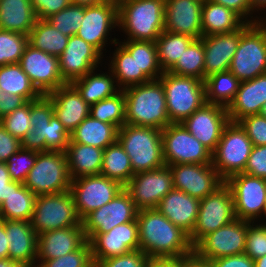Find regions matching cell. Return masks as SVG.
Wrapping results in <instances>:
<instances>
[{"label": "cell", "mask_w": 266, "mask_h": 267, "mask_svg": "<svg viewBox=\"0 0 266 267\" xmlns=\"http://www.w3.org/2000/svg\"><path fill=\"white\" fill-rule=\"evenodd\" d=\"M139 249L150 259H177L193 252L189 236L157 208L137 213Z\"/></svg>", "instance_id": "obj_1"}, {"label": "cell", "mask_w": 266, "mask_h": 267, "mask_svg": "<svg viewBox=\"0 0 266 267\" xmlns=\"http://www.w3.org/2000/svg\"><path fill=\"white\" fill-rule=\"evenodd\" d=\"M125 97L126 124L164 129L171 124L165 91L159 80L122 89Z\"/></svg>", "instance_id": "obj_2"}, {"label": "cell", "mask_w": 266, "mask_h": 267, "mask_svg": "<svg viewBox=\"0 0 266 267\" xmlns=\"http://www.w3.org/2000/svg\"><path fill=\"white\" fill-rule=\"evenodd\" d=\"M117 5L126 40L155 42L164 31L165 0H120Z\"/></svg>", "instance_id": "obj_3"}, {"label": "cell", "mask_w": 266, "mask_h": 267, "mask_svg": "<svg viewBox=\"0 0 266 267\" xmlns=\"http://www.w3.org/2000/svg\"><path fill=\"white\" fill-rule=\"evenodd\" d=\"M30 115L32 129L22 139L21 148L37 152L67 149L70 134L54 116L52 101L47 95L30 101Z\"/></svg>", "instance_id": "obj_4"}, {"label": "cell", "mask_w": 266, "mask_h": 267, "mask_svg": "<svg viewBox=\"0 0 266 267\" xmlns=\"http://www.w3.org/2000/svg\"><path fill=\"white\" fill-rule=\"evenodd\" d=\"M117 140L128 154L134 174L165 166L162 130L125 123L118 129Z\"/></svg>", "instance_id": "obj_5"}, {"label": "cell", "mask_w": 266, "mask_h": 267, "mask_svg": "<svg viewBox=\"0 0 266 267\" xmlns=\"http://www.w3.org/2000/svg\"><path fill=\"white\" fill-rule=\"evenodd\" d=\"M164 88L171 123H182L206 103L205 82L168 71L158 79Z\"/></svg>", "instance_id": "obj_6"}, {"label": "cell", "mask_w": 266, "mask_h": 267, "mask_svg": "<svg viewBox=\"0 0 266 267\" xmlns=\"http://www.w3.org/2000/svg\"><path fill=\"white\" fill-rule=\"evenodd\" d=\"M229 71L241 82L266 73V26L262 22L242 26V36Z\"/></svg>", "instance_id": "obj_7"}, {"label": "cell", "mask_w": 266, "mask_h": 267, "mask_svg": "<svg viewBox=\"0 0 266 267\" xmlns=\"http://www.w3.org/2000/svg\"><path fill=\"white\" fill-rule=\"evenodd\" d=\"M24 185L36 196L70 190L71 178L65 151L37 152L35 165L30 169Z\"/></svg>", "instance_id": "obj_8"}, {"label": "cell", "mask_w": 266, "mask_h": 267, "mask_svg": "<svg viewBox=\"0 0 266 267\" xmlns=\"http://www.w3.org/2000/svg\"><path fill=\"white\" fill-rule=\"evenodd\" d=\"M252 147L246 131L238 122H229L224 127L221 139L212 153V165L224 181L244 171Z\"/></svg>", "instance_id": "obj_9"}, {"label": "cell", "mask_w": 266, "mask_h": 267, "mask_svg": "<svg viewBox=\"0 0 266 267\" xmlns=\"http://www.w3.org/2000/svg\"><path fill=\"white\" fill-rule=\"evenodd\" d=\"M30 222L38 235L82 224L70 190L58 194L38 195Z\"/></svg>", "instance_id": "obj_10"}, {"label": "cell", "mask_w": 266, "mask_h": 267, "mask_svg": "<svg viewBox=\"0 0 266 267\" xmlns=\"http://www.w3.org/2000/svg\"><path fill=\"white\" fill-rule=\"evenodd\" d=\"M236 219L233 195L224 182L213 193L200 200L197 220L193 231L188 235L194 246L202 237L216 231Z\"/></svg>", "instance_id": "obj_11"}, {"label": "cell", "mask_w": 266, "mask_h": 267, "mask_svg": "<svg viewBox=\"0 0 266 267\" xmlns=\"http://www.w3.org/2000/svg\"><path fill=\"white\" fill-rule=\"evenodd\" d=\"M162 149L165 166L212 164V153L181 123H171L162 129Z\"/></svg>", "instance_id": "obj_12"}, {"label": "cell", "mask_w": 266, "mask_h": 267, "mask_svg": "<svg viewBox=\"0 0 266 267\" xmlns=\"http://www.w3.org/2000/svg\"><path fill=\"white\" fill-rule=\"evenodd\" d=\"M124 189L119 182L102 175L82 176L71 180L75 210L82 221L92 211L109 203Z\"/></svg>", "instance_id": "obj_13"}, {"label": "cell", "mask_w": 266, "mask_h": 267, "mask_svg": "<svg viewBox=\"0 0 266 267\" xmlns=\"http://www.w3.org/2000/svg\"><path fill=\"white\" fill-rule=\"evenodd\" d=\"M247 221L235 219L202 237L193 252L200 258L214 260L220 257L239 255L245 252Z\"/></svg>", "instance_id": "obj_14"}, {"label": "cell", "mask_w": 266, "mask_h": 267, "mask_svg": "<svg viewBox=\"0 0 266 267\" xmlns=\"http://www.w3.org/2000/svg\"><path fill=\"white\" fill-rule=\"evenodd\" d=\"M225 183L230 187L236 219L255 222L264 217L266 179L244 173L230 176Z\"/></svg>", "instance_id": "obj_15"}, {"label": "cell", "mask_w": 266, "mask_h": 267, "mask_svg": "<svg viewBox=\"0 0 266 267\" xmlns=\"http://www.w3.org/2000/svg\"><path fill=\"white\" fill-rule=\"evenodd\" d=\"M173 188L172 173L168 166L135 173L124 186L138 210L157 208L161 199Z\"/></svg>", "instance_id": "obj_16"}, {"label": "cell", "mask_w": 266, "mask_h": 267, "mask_svg": "<svg viewBox=\"0 0 266 267\" xmlns=\"http://www.w3.org/2000/svg\"><path fill=\"white\" fill-rule=\"evenodd\" d=\"M138 209L123 189L109 203L88 214L82 221L88 239L93 233H107L115 226L136 221Z\"/></svg>", "instance_id": "obj_17"}, {"label": "cell", "mask_w": 266, "mask_h": 267, "mask_svg": "<svg viewBox=\"0 0 266 267\" xmlns=\"http://www.w3.org/2000/svg\"><path fill=\"white\" fill-rule=\"evenodd\" d=\"M118 28V5L116 1L84 6V17L76 36L95 47L102 55L110 31ZM112 29V30H111Z\"/></svg>", "instance_id": "obj_18"}, {"label": "cell", "mask_w": 266, "mask_h": 267, "mask_svg": "<svg viewBox=\"0 0 266 267\" xmlns=\"http://www.w3.org/2000/svg\"><path fill=\"white\" fill-rule=\"evenodd\" d=\"M19 64L41 95H48L66 84L59 71L58 57L27 44Z\"/></svg>", "instance_id": "obj_19"}, {"label": "cell", "mask_w": 266, "mask_h": 267, "mask_svg": "<svg viewBox=\"0 0 266 267\" xmlns=\"http://www.w3.org/2000/svg\"><path fill=\"white\" fill-rule=\"evenodd\" d=\"M174 189L181 190L199 200L213 193L225 181L212 164H175L168 166Z\"/></svg>", "instance_id": "obj_20"}, {"label": "cell", "mask_w": 266, "mask_h": 267, "mask_svg": "<svg viewBox=\"0 0 266 267\" xmlns=\"http://www.w3.org/2000/svg\"><path fill=\"white\" fill-rule=\"evenodd\" d=\"M229 122L226 107L218 104L205 103L181 124L206 149L213 153L221 139L224 127Z\"/></svg>", "instance_id": "obj_21"}, {"label": "cell", "mask_w": 266, "mask_h": 267, "mask_svg": "<svg viewBox=\"0 0 266 267\" xmlns=\"http://www.w3.org/2000/svg\"><path fill=\"white\" fill-rule=\"evenodd\" d=\"M93 261H101L139 250L137 221L115 226L107 233H93L88 239Z\"/></svg>", "instance_id": "obj_22"}, {"label": "cell", "mask_w": 266, "mask_h": 267, "mask_svg": "<svg viewBox=\"0 0 266 267\" xmlns=\"http://www.w3.org/2000/svg\"><path fill=\"white\" fill-rule=\"evenodd\" d=\"M103 55L84 39L73 35L68 39L64 52L58 57L59 71L66 83L96 70Z\"/></svg>", "instance_id": "obj_23"}, {"label": "cell", "mask_w": 266, "mask_h": 267, "mask_svg": "<svg viewBox=\"0 0 266 267\" xmlns=\"http://www.w3.org/2000/svg\"><path fill=\"white\" fill-rule=\"evenodd\" d=\"M202 0H165L164 30L200 39Z\"/></svg>", "instance_id": "obj_24"}, {"label": "cell", "mask_w": 266, "mask_h": 267, "mask_svg": "<svg viewBox=\"0 0 266 267\" xmlns=\"http://www.w3.org/2000/svg\"><path fill=\"white\" fill-rule=\"evenodd\" d=\"M53 105V113L66 131H72L88 116L90 105L83 99L72 83H66L47 95Z\"/></svg>", "instance_id": "obj_25"}, {"label": "cell", "mask_w": 266, "mask_h": 267, "mask_svg": "<svg viewBox=\"0 0 266 267\" xmlns=\"http://www.w3.org/2000/svg\"><path fill=\"white\" fill-rule=\"evenodd\" d=\"M241 36L242 27L230 33L214 34L200 38L203 41L205 52L204 81L211 74L230 69Z\"/></svg>", "instance_id": "obj_26"}, {"label": "cell", "mask_w": 266, "mask_h": 267, "mask_svg": "<svg viewBox=\"0 0 266 267\" xmlns=\"http://www.w3.org/2000/svg\"><path fill=\"white\" fill-rule=\"evenodd\" d=\"M6 230L8 258L25 265L36 267L38 234L30 221L1 220Z\"/></svg>", "instance_id": "obj_27"}, {"label": "cell", "mask_w": 266, "mask_h": 267, "mask_svg": "<svg viewBox=\"0 0 266 267\" xmlns=\"http://www.w3.org/2000/svg\"><path fill=\"white\" fill-rule=\"evenodd\" d=\"M87 241L83 225L47 231L38 235L37 259H55L78 250Z\"/></svg>", "instance_id": "obj_28"}, {"label": "cell", "mask_w": 266, "mask_h": 267, "mask_svg": "<svg viewBox=\"0 0 266 267\" xmlns=\"http://www.w3.org/2000/svg\"><path fill=\"white\" fill-rule=\"evenodd\" d=\"M266 102V73L240 83L233 101L226 108L230 122L248 115L260 114Z\"/></svg>", "instance_id": "obj_29"}, {"label": "cell", "mask_w": 266, "mask_h": 267, "mask_svg": "<svg viewBox=\"0 0 266 267\" xmlns=\"http://www.w3.org/2000/svg\"><path fill=\"white\" fill-rule=\"evenodd\" d=\"M200 200L187 193L172 189L157 206L158 211L188 235L195 226Z\"/></svg>", "instance_id": "obj_30"}, {"label": "cell", "mask_w": 266, "mask_h": 267, "mask_svg": "<svg viewBox=\"0 0 266 267\" xmlns=\"http://www.w3.org/2000/svg\"><path fill=\"white\" fill-rule=\"evenodd\" d=\"M104 150L95 146L69 142L65 150L71 180L100 175Z\"/></svg>", "instance_id": "obj_31"}, {"label": "cell", "mask_w": 266, "mask_h": 267, "mask_svg": "<svg viewBox=\"0 0 266 267\" xmlns=\"http://www.w3.org/2000/svg\"><path fill=\"white\" fill-rule=\"evenodd\" d=\"M123 41L118 43L135 57L137 63V84L158 80L164 72L158 61L156 43L125 39Z\"/></svg>", "instance_id": "obj_32"}, {"label": "cell", "mask_w": 266, "mask_h": 267, "mask_svg": "<svg viewBox=\"0 0 266 267\" xmlns=\"http://www.w3.org/2000/svg\"><path fill=\"white\" fill-rule=\"evenodd\" d=\"M38 18L30 0H0V29L28 35Z\"/></svg>", "instance_id": "obj_33"}, {"label": "cell", "mask_w": 266, "mask_h": 267, "mask_svg": "<svg viewBox=\"0 0 266 267\" xmlns=\"http://www.w3.org/2000/svg\"><path fill=\"white\" fill-rule=\"evenodd\" d=\"M201 22L203 36L230 33L246 23L232 10L211 0L203 1Z\"/></svg>", "instance_id": "obj_34"}, {"label": "cell", "mask_w": 266, "mask_h": 267, "mask_svg": "<svg viewBox=\"0 0 266 267\" xmlns=\"http://www.w3.org/2000/svg\"><path fill=\"white\" fill-rule=\"evenodd\" d=\"M118 139V128L88 116L70 134L69 142L106 149Z\"/></svg>", "instance_id": "obj_35"}, {"label": "cell", "mask_w": 266, "mask_h": 267, "mask_svg": "<svg viewBox=\"0 0 266 267\" xmlns=\"http://www.w3.org/2000/svg\"><path fill=\"white\" fill-rule=\"evenodd\" d=\"M36 197L24 184L11 181L9 194L0 205V220L30 221Z\"/></svg>", "instance_id": "obj_36"}, {"label": "cell", "mask_w": 266, "mask_h": 267, "mask_svg": "<svg viewBox=\"0 0 266 267\" xmlns=\"http://www.w3.org/2000/svg\"><path fill=\"white\" fill-rule=\"evenodd\" d=\"M94 71L95 70L72 82L81 94L82 99L90 106L101 100L114 96L121 90L117 87L115 77L112 72L110 73V70H108L109 74H95Z\"/></svg>", "instance_id": "obj_37"}, {"label": "cell", "mask_w": 266, "mask_h": 267, "mask_svg": "<svg viewBox=\"0 0 266 267\" xmlns=\"http://www.w3.org/2000/svg\"><path fill=\"white\" fill-rule=\"evenodd\" d=\"M68 39V36L54 28L47 20L41 19L37 20L28 34L29 45L57 57L64 52Z\"/></svg>", "instance_id": "obj_38"}, {"label": "cell", "mask_w": 266, "mask_h": 267, "mask_svg": "<svg viewBox=\"0 0 266 267\" xmlns=\"http://www.w3.org/2000/svg\"><path fill=\"white\" fill-rule=\"evenodd\" d=\"M206 103L228 107L235 98L241 81L229 70L209 75L205 79Z\"/></svg>", "instance_id": "obj_39"}, {"label": "cell", "mask_w": 266, "mask_h": 267, "mask_svg": "<svg viewBox=\"0 0 266 267\" xmlns=\"http://www.w3.org/2000/svg\"><path fill=\"white\" fill-rule=\"evenodd\" d=\"M100 175L117 181L123 186L134 175L130 158L118 140L104 149Z\"/></svg>", "instance_id": "obj_40"}, {"label": "cell", "mask_w": 266, "mask_h": 267, "mask_svg": "<svg viewBox=\"0 0 266 267\" xmlns=\"http://www.w3.org/2000/svg\"><path fill=\"white\" fill-rule=\"evenodd\" d=\"M0 87L7 93L22 96L26 101L41 96L19 63L0 66Z\"/></svg>", "instance_id": "obj_41"}, {"label": "cell", "mask_w": 266, "mask_h": 267, "mask_svg": "<svg viewBox=\"0 0 266 267\" xmlns=\"http://www.w3.org/2000/svg\"><path fill=\"white\" fill-rule=\"evenodd\" d=\"M195 39L188 35L163 31L155 41L163 72L169 71Z\"/></svg>", "instance_id": "obj_42"}, {"label": "cell", "mask_w": 266, "mask_h": 267, "mask_svg": "<svg viewBox=\"0 0 266 267\" xmlns=\"http://www.w3.org/2000/svg\"><path fill=\"white\" fill-rule=\"evenodd\" d=\"M118 41L116 38L110 39L111 44L114 43L113 45L119 47H116L108 66H110L109 70L115 77L117 87L122 90L126 87L137 85V63L135 57H132Z\"/></svg>", "instance_id": "obj_43"}, {"label": "cell", "mask_w": 266, "mask_h": 267, "mask_svg": "<svg viewBox=\"0 0 266 267\" xmlns=\"http://www.w3.org/2000/svg\"><path fill=\"white\" fill-rule=\"evenodd\" d=\"M205 52L203 41L195 39L168 71L179 76L194 77L204 81Z\"/></svg>", "instance_id": "obj_44"}, {"label": "cell", "mask_w": 266, "mask_h": 267, "mask_svg": "<svg viewBox=\"0 0 266 267\" xmlns=\"http://www.w3.org/2000/svg\"><path fill=\"white\" fill-rule=\"evenodd\" d=\"M90 116L104 123L115 125L118 129L126 123L125 97L123 90L114 96L90 106Z\"/></svg>", "instance_id": "obj_45"}, {"label": "cell", "mask_w": 266, "mask_h": 267, "mask_svg": "<svg viewBox=\"0 0 266 267\" xmlns=\"http://www.w3.org/2000/svg\"><path fill=\"white\" fill-rule=\"evenodd\" d=\"M28 44V35L0 29V66L16 64Z\"/></svg>", "instance_id": "obj_46"}, {"label": "cell", "mask_w": 266, "mask_h": 267, "mask_svg": "<svg viewBox=\"0 0 266 267\" xmlns=\"http://www.w3.org/2000/svg\"><path fill=\"white\" fill-rule=\"evenodd\" d=\"M84 17V6L71 4L46 20L65 36L76 35Z\"/></svg>", "instance_id": "obj_47"}, {"label": "cell", "mask_w": 266, "mask_h": 267, "mask_svg": "<svg viewBox=\"0 0 266 267\" xmlns=\"http://www.w3.org/2000/svg\"><path fill=\"white\" fill-rule=\"evenodd\" d=\"M36 264V267H94L88 240L78 250L55 259H37Z\"/></svg>", "instance_id": "obj_48"}, {"label": "cell", "mask_w": 266, "mask_h": 267, "mask_svg": "<svg viewBox=\"0 0 266 267\" xmlns=\"http://www.w3.org/2000/svg\"><path fill=\"white\" fill-rule=\"evenodd\" d=\"M37 151L21 148L6 162L11 181L24 184L30 169L35 165Z\"/></svg>", "instance_id": "obj_49"}, {"label": "cell", "mask_w": 266, "mask_h": 267, "mask_svg": "<svg viewBox=\"0 0 266 267\" xmlns=\"http://www.w3.org/2000/svg\"><path fill=\"white\" fill-rule=\"evenodd\" d=\"M0 124L15 138L22 141L32 129L30 115V101L15 109L0 120Z\"/></svg>", "instance_id": "obj_50"}, {"label": "cell", "mask_w": 266, "mask_h": 267, "mask_svg": "<svg viewBox=\"0 0 266 267\" xmlns=\"http://www.w3.org/2000/svg\"><path fill=\"white\" fill-rule=\"evenodd\" d=\"M247 221L245 254L256 260L266 255V225ZM255 224V225H254Z\"/></svg>", "instance_id": "obj_51"}, {"label": "cell", "mask_w": 266, "mask_h": 267, "mask_svg": "<svg viewBox=\"0 0 266 267\" xmlns=\"http://www.w3.org/2000/svg\"><path fill=\"white\" fill-rule=\"evenodd\" d=\"M150 258L140 249L101 261H93L94 267H147Z\"/></svg>", "instance_id": "obj_52"}, {"label": "cell", "mask_w": 266, "mask_h": 267, "mask_svg": "<svg viewBox=\"0 0 266 267\" xmlns=\"http://www.w3.org/2000/svg\"><path fill=\"white\" fill-rule=\"evenodd\" d=\"M253 146L266 145V118L261 114L248 115L238 121Z\"/></svg>", "instance_id": "obj_53"}, {"label": "cell", "mask_w": 266, "mask_h": 267, "mask_svg": "<svg viewBox=\"0 0 266 267\" xmlns=\"http://www.w3.org/2000/svg\"><path fill=\"white\" fill-rule=\"evenodd\" d=\"M242 173L266 179V145L252 147Z\"/></svg>", "instance_id": "obj_54"}, {"label": "cell", "mask_w": 266, "mask_h": 267, "mask_svg": "<svg viewBox=\"0 0 266 267\" xmlns=\"http://www.w3.org/2000/svg\"><path fill=\"white\" fill-rule=\"evenodd\" d=\"M38 19L46 20L67 6L72 4L71 0H30Z\"/></svg>", "instance_id": "obj_55"}, {"label": "cell", "mask_w": 266, "mask_h": 267, "mask_svg": "<svg viewBox=\"0 0 266 267\" xmlns=\"http://www.w3.org/2000/svg\"><path fill=\"white\" fill-rule=\"evenodd\" d=\"M214 3L220 4L238 14L246 23H258L261 19L253 18V7L249 0H211ZM252 15V16H251ZM251 16V19H248ZM248 19V20H247Z\"/></svg>", "instance_id": "obj_56"}, {"label": "cell", "mask_w": 266, "mask_h": 267, "mask_svg": "<svg viewBox=\"0 0 266 267\" xmlns=\"http://www.w3.org/2000/svg\"><path fill=\"white\" fill-rule=\"evenodd\" d=\"M20 149L21 141L0 124V162L6 163L9 157Z\"/></svg>", "instance_id": "obj_57"}, {"label": "cell", "mask_w": 266, "mask_h": 267, "mask_svg": "<svg viewBox=\"0 0 266 267\" xmlns=\"http://www.w3.org/2000/svg\"><path fill=\"white\" fill-rule=\"evenodd\" d=\"M26 102L22 96L7 93L0 87V120Z\"/></svg>", "instance_id": "obj_58"}, {"label": "cell", "mask_w": 266, "mask_h": 267, "mask_svg": "<svg viewBox=\"0 0 266 267\" xmlns=\"http://www.w3.org/2000/svg\"><path fill=\"white\" fill-rule=\"evenodd\" d=\"M211 262L213 267H255L254 260L245 253L220 257Z\"/></svg>", "instance_id": "obj_59"}, {"label": "cell", "mask_w": 266, "mask_h": 267, "mask_svg": "<svg viewBox=\"0 0 266 267\" xmlns=\"http://www.w3.org/2000/svg\"><path fill=\"white\" fill-rule=\"evenodd\" d=\"M11 178L5 162H0V205L6 200L9 194V183Z\"/></svg>", "instance_id": "obj_60"}, {"label": "cell", "mask_w": 266, "mask_h": 267, "mask_svg": "<svg viewBox=\"0 0 266 267\" xmlns=\"http://www.w3.org/2000/svg\"><path fill=\"white\" fill-rule=\"evenodd\" d=\"M147 267H186V256L177 259H150Z\"/></svg>", "instance_id": "obj_61"}, {"label": "cell", "mask_w": 266, "mask_h": 267, "mask_svg": "<svg viewBox=\"0 0 266 267\" xmlns=\"http://www.w3.org/2000/svg\"><path fill=\"white\" fill-rule=\"evenodd\" d=\"M186 267H213L210 260L198 257L194 252L186 256Z\"/></svg>", "instance_id": "obj_62"}, {"label": "cell", "mask_w": 266, "mask_h": 267, "mask_svg": "<svg viewBox=\"0 0 266 267\" xmlns=\"http://www.w3.org/2000/svg\"><path fill=\"white\" fill-rule=\"evenodd\" d=\"M8 245L6 230L3 222L0 220V259L8 258Z\"/></svg>", "instance_id": "obj_63"}, {"label": "cell", "mask_w": 266, "mask_h": 267, "mask_svg": "<svg viewBox=\"0 0 266 267\" xmlns=\"http://www.w3.org/2000/svg\"><path fill=\"white\" fill-rule=\"evenodd\" d=\"M0 267H26L20 262L13 261L10 258H1Z\"/></svg>", "instance_id": "obj_64"}, {"label": "cell", "mask_w": 266, "mask_h": 267, "mask_svg": "<svg viewBox=\"0 0 266 267\" xmlns=\"http://www.w3.org/2000/svg\"><path fill=\"white\" fill-rule=\"evenodd\" d=\"M72 4L80 5V6H91V5H97L105 0H71Z\"/></svg>", "instance_id": "obj_65"}, {"label": "cell", "mask_w": 266, "mask_h": 267, "mask_svg": "<svg viewBox=\"0 0 266 267\" xmlns=\"http://www.w3.org/2000/svg\"><path fill=\"white\" fill-rule=\"evenodd\" d=\"M249 1L253 7V10L254 11L256 10V12L258 10H260V12H261L263 10V8H264V10L266 9V0H249Z\"/></svg>", "instance_id": "obj_66"}, {"label": "cell", "mask_w": 266, "mask_h": 267, "mask_svg": "<svg viewBox=\"0 0 266 267\" xmlns=\"http://www.w3.org/2000/svg\"><path fill=\"white\" fill-rule=\"evenodd\" d=\"M255 267H266V255L254 260Z\"/></svg>", "instance_id": "obj_67"}, {"label": "cell", "mask_w": 266, "mask_h": 267, "mask_svg": "<svg viewBox=\"0 0 266 267\" xmlns=\"http://www.w3.org/2000/svg\"><path fill=\"white\" fill-rule=\"evenodd\" d=\"M260 114L266 118V102L264 103V105H263V107L261 109Z\"/></svg>", "instance_id": "obj_68"}, {"label": "cell", "mask_w": 266, "mask_h": 267, "mask_svg": "<svg viewBox=\"0 0 266 267\" xmlns=\"http://www.w3.org/2000/svg\"><path fill=\"white\" fill-rule=\"evenodd\" d=\"M266 216V196H265V202H264V217ZM266 218V217H265Z\"/></svg>", "instance_id": "obj_69"}, {"label": "cell", "mask_w": 266, "mask_h": 267, "mask_svg": "<svg viewBox=\"0 0 266 267\" xmlns=\"http://www.w3.org/2000/svg\"><path fill=\"white\" fill-rule=\"evenodd\" d=\"M266 16V15H265ZM260 18L262 19L261 22L266 26V17L263 19L261 16Z\"/></svg>", "instance_id": "obj_70"}]
</instances>
